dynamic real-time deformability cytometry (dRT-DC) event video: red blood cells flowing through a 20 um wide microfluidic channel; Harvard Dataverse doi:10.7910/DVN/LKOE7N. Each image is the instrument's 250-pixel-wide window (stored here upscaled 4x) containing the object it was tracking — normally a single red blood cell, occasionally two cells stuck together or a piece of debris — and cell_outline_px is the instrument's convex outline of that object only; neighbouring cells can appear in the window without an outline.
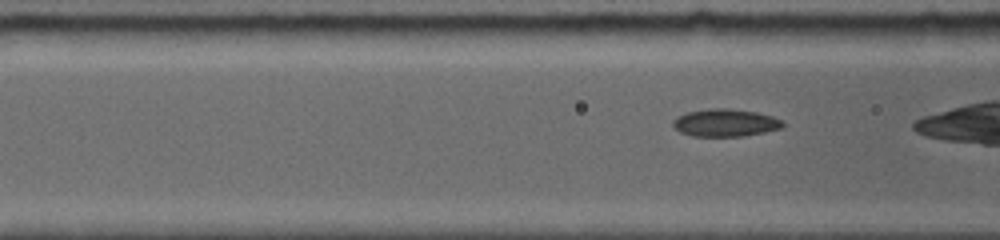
{"species": "common noctule bat (a hibernating species)", "species_latin": "Nyctalus noctula", "temperature_condition": "room temperature", "stored_images_in_passage": 56, "camera_frame_rate_fps": 5000, "um_per_image_px": 0.085, "animal": {"sex": "female", "body_mass_g": 19.0, "forearm_length_mm": 56.7}, "frame": {"image": 1, "passage_image": 7, "time_ms": 1.0, "image_size_px": [1000, 240], "cell_outline_px": [[784, 128], [744, 136], [692, 136], [680, 132], [672, 124], [672, 120], [676, 116], [688, 112], [708, 108], [728, 108], [756, 112], [772, 116], [780, 120], [784, 124]], "centroid_in_image_um": [61.64, 10.43], "position_along_channel_um": 105.0, "area_um2": 17.69}}
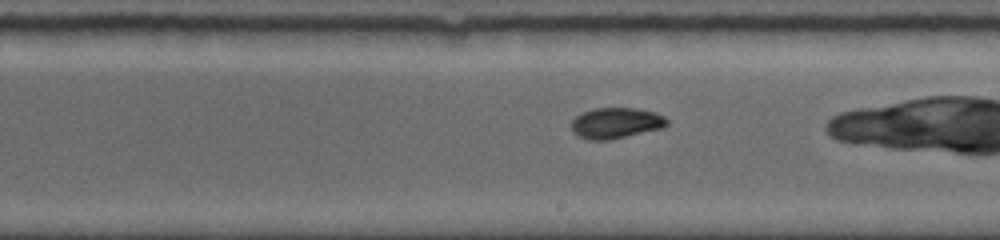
{"frame": {"image": 2, "passage_image": 27, "time_ms": 4.4, "image_size_px": [1000, 240], "cell_outline_px": [[668, 124], [664, 128], [608, 140], [588, 140], [576, 136], [572, 132], [572, 120], [576, 116], [592, 108], [636, 108], [656, 112], [664, 116], [668, 120]], "centroid_in_image_um": [52.36, 10.46], "position_along_channel_um": 236.6, "area_um2": 17.34}}
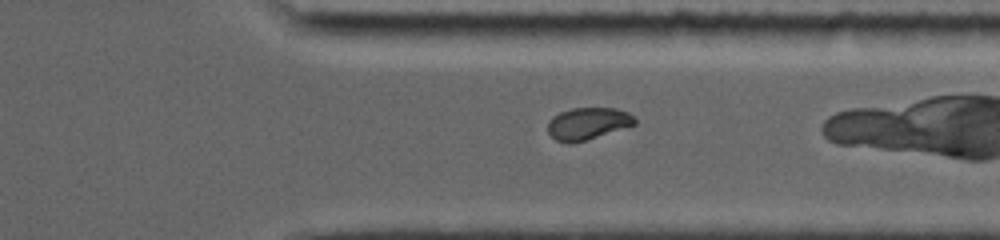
{"frame": {"image": 3, "passage_image": 46, "time_ms": 7.6, "image_size_px": [1000, 240], "cell_outline_px": [[636, 124], [584, 140], [568, 144], [556, 140], [548, 132], [548, 120], [552, 116], [560, 112], [572, 108], [616, 108], [628, 112], [636, 120]], "centroid_in_image_um": [49.93, 10.49], "position_along_channel_um": 361.5, "area_um2": 16.07}}